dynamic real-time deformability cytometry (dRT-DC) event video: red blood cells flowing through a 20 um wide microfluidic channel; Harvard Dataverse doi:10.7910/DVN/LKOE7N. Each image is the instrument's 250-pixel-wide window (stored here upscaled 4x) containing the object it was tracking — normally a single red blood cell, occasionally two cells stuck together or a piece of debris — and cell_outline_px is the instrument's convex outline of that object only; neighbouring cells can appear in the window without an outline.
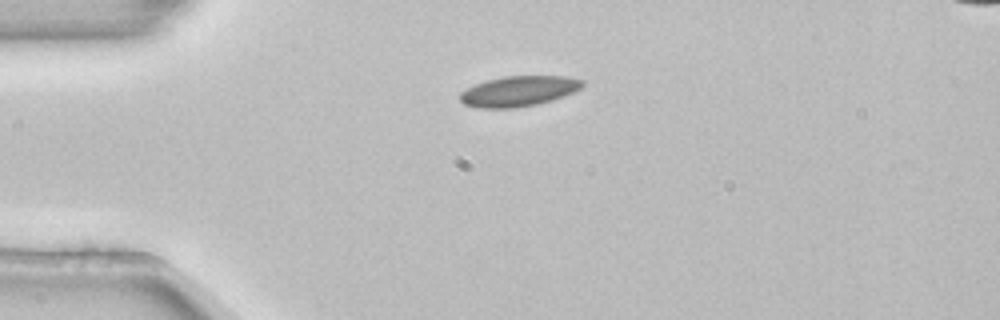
{"species": "common noctule bat (a hibernating species)", "species_latin": "Nyctalus noctula", "temperature_condition": "room temperature", "stored_images_in_passage": 3, "camera_frame_rate_fps": 3000, "um_per_image_px": 0.085, "animal": {"sex": "female", "body_mass_g": 22.7, "forearm_length_mm": 54.2}, "frame": {"image": 1, "passage_image": 1, "time_ms": 0.0, "image_size_px": [1000, 320], "cell_outline_px": [[584, 84], [580, 88], [572, 92], [552, 100], [536, 104], [512, 108], [480, 108], [464, 104], [460, 100], [460, 92], [476, 84], [488, 80], [504, 76], [568, 76], [584, 80]], "centroid_in_image_um": [44.09, 7.74], "position_along_channel_um": 40.9, "area_um2": 21.44}}